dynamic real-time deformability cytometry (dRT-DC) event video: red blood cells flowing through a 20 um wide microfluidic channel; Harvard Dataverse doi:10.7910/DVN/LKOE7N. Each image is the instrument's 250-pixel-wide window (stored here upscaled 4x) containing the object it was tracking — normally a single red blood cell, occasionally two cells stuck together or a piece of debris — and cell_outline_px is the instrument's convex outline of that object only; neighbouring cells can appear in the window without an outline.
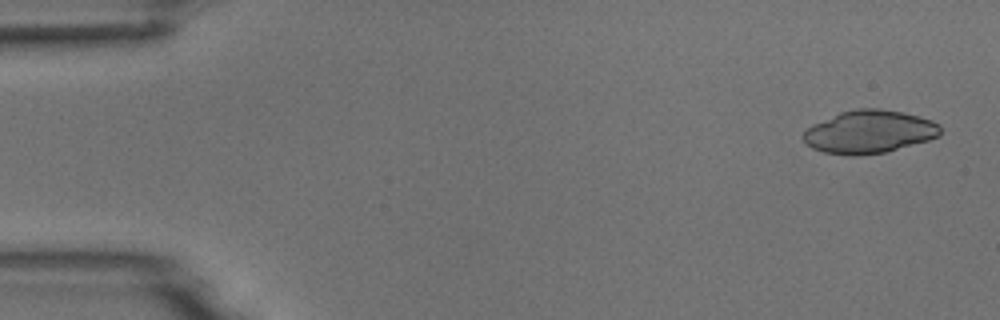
{"species": "common noctule bat (a hibernating species)", "species_latin": "Nyctalus noctula", "temperature_condition": "room temperature", "stored_images_in_passage": 5, "camera_frame_rate_fps": 3000, "um_per_image_px": 0.085, "animal": {"sex": "male", "body_mass_g": 18.8}, "frame": {"image": 1, "passage_image": 1, "time_ms": 0.0, "image_size_px": [1000, 320], "cell_outline_px": [[940, 136], [928, 140], [884, 152], [856, 156], [848, 156], [824, 152], [812, 148], [804, 140], [804, 132], [812, 124], [840, 112], [856, 108], [880, 108], [920, 116], [932, 120], [940, 124]], "centroid_in_image_um": [73.89, 11.2], "position_along_channel_um": 11.1, "area_um2": 34.22}}